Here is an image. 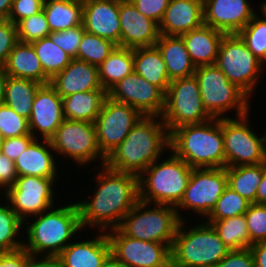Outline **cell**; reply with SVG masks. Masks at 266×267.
Masks as SVG:
<instances>
[{
  "instance_id": "44",
  "label": "cell",
  "mask_w": 266,
  "mask_h": 267,
  "mask_svg": "<svg viewBox=\"0 0 266 267\" xmlns=\"http://www.w3.org/2000/svg\"><path fill=\"white\" fill-rule=\"evenodd\" d=\"M84 32L83 25H79L74 28L52 32L49 37L55 45L67 52L72 58H75Z\"/></svg>"
},
{
  "instance_id": "55",
  "label": "cell",
  "mask_w": 266,
  "mask_h": 267,
  "mask_svg": "<svg viewBox=\"0 0 266 267\" xmlns=\"http://www.w3.org/2000/svg\"><path fill=\"white\" fill-rule=\"evenodd\" d=\"M13 0H0V20L8 19Z\"/></svg>"
},
{
  "instance_id": "26",
  "label": "cell",
  "mask_w": 266,
  "mask_h": 267,
  "mask_svg": "<svg viewBox=\"0 0 266 267\" xmlns=\"http://www.w3.org/2000/svg\"><path fill=\"white\" fill-rule=\"evenodd\" d=\"M224 33L202 24L199 28L183 33L186 49L194 65H214Z\"/></svg>"
},
{
  "instance_id": "2",
  "label": "cell",
  "mask_w": 266,
  "mask_h": 267,
  "mask_svg": "<svg viewBox=\"0 0 266 267\" xmlns=\"http://www.w3.org/2000/svg\"><path fill=\"white\" fill-rule=\"evenodd\" d=\"M169 150V132L159 116H144L107 156L105 166L139 176Z\"/></svg>"
},
{
  "instance_id": "14",
  "label": "cell",
  "mask_w": 266,
  "mask_h": 267,
  "mask_svg": "<svg viewBox=\"0 0 266 267\" xmlns=\"http://www.w3.org/2000/svg\"><path fill=\"white\" fill-rule=\"evenodd\" d=\"M226 187V167L193 168L183 197L175 207L179 218L186 219L180 215V208L194 211L199 216L207 218Z\"/></svg>"
},
{
  "instance_id": "19",
  "label": "cell",
  "mask_w": 266,
  "mask_h": 267,
  "mask_svg": "<svg viewBox=\"0 0 266 267\" xmlns=\"http://www.w3.org/2000/svg\"><path fill=\"white\" fill-rule=\"evenodd\" d=\"M64 120L62 97L50 83L41 85L28 119L30 134L38 139L39 133L42 140H49Z\"/></svg>"
},
{
  "instance_id": "4",
  "label": "cell",
  "mask_w": 266,
  "mask_h": 267,
  "mask_svg": "<svg viewBox=\"0 0 266 267\" xmlns=\"http://www.w3.org/2000/svg\"><path fill=\"white\" fill-rule=\"evenodd\" d=\"M169 147L191 168L225 167L222 118L174 129L169 134Z\"/></svg>"
},
{
  "instance_id": "1",
  "label": "cell",
  "mask_w": 266,
  "mask_h": 267,
  "mask_svg": "<svg viewBox=\"0 0 266 267\" xmlns=\"http://www.w3.org/2000/svg\"><path fill=\"white\" fill-rule=\"evenodd\" d=\"M97 173V190L88 200L77 202L80 223L83 230L87 227L99 228L107 232L115 229L139 201V176L116 172L105 165Z\"/></svg>"
},
{
  "instance_id": "11",
  "label": "cell",
  "mask_w": 266,
  "mask_h": 267,
  "mask_svg": "<svg viewBox=\"0 0 266 267\" xmlns=\"http://www.w3.org/2000/svg\"><path fill=\"white\" fill-rule=\"evenodd\" d=\"M249 114L222 118L225 167L266 163V131L262 137L252 131Z\"/></svg>"
},
{
  "instance_id": "21",
  "label": "cell",
  "mask_w": 266,
  "mask_h": 267,
  "mask_svg": "<svg viewBox=\"0 0 266 267\" xmlns=\"http://www.w3.org/2000/svg\"><path fill=\"white\" fill-rule=\"evenodd\" d=\"M82 25L86 32L121 47L119 0H84Z\"/></svg>"
},
{
  "instance_id": "52",
  "label": "cell",
  "mask_w": 266,
  "mask_h": 267,
  "mask_svg": "<svg viewBox=\"0 0 266 267\" xmlns=\"http://www.w3.org/2000/svg\"><path fill=\"white\" fill-rule=\"evenodd\" d=\"M249 248L254 257L255 267H266V242L254 243Z\"/></svg>"
},
{
  "instance_id": "27",
  "label": "cell",
  "mask_w": 266,
  "mask_h": 267,
  "mask_svg": "<svg viewBox=\"0 0 266 267\" xmlns=\"http://www.w3.org/2000/svg\"><path fill=\"white\" fill-rule=\"evenodd\" d=\"M2 68L10 77L33 80L42 85L50 83L51 80L44 73L31 43L18 41Z\"/></svg>"
},
{
  "instance_id": "53",
  "label": "cell",
  "mask_w": 266,
  "mask_h": 267,
  "mask_svg": "<svg viewBox=\"0 0 266 267\" xmlns=\"http://www.w3.org/2000/svg\"><path fill=\"white\" fill-rule=\"evenodd\" d=\"M27 267H60L56 259L34 258Z\"/></svg>"
},
{
  "instance_id": "33",
  "label": "cell",
  "mask_w": 266,
  "mask_h": 267,
  "mask_svg": "<svg viewBox=\"0 0 266 267\" xmlns=\"http://www.w3.org/2000/svg\"><path fill=\"white\" fill-rule=\"evenodd\" d=\"M42 84L33 80L7 77L4 104L12 108L18 115L29 119L33 101Z\"/></svg>"
},
{
  "instance_id": "12",
  "label": "cell",
  "mask_w": 266,
  "mask_h": 267,
  "mask_svg": "<svg viewBox=\"0 0 266 267\" xmlns=\"http://www.w3.org/2000/svg\"><path fill=\"white\" fill-rule=\"evenodd\" d=\"M49 141L55 154L71 158L78 166L85 167L97 159L101 166L105 165L106 156L99 148L92 122L65 119Z\"/></svg>"
},
{
  "instance_id": "34",
  "label": "cell",
  "mask_w": 266,
  "mask_h": 267,
  "mask_svg": "<svg viewBox=\"0 0 266 267\" xmlns=\"http://www.w3.org/2000/svg\"><path fill=\"white\" fill-rule=\"evenodd\" d=\"M98 68L101 87L108 92L134 71L133 49L117 46Z\"/></svg>"
},
{
  "instance_id": "42",
  "label": "cell",
  "mask_w": 266,
  "mask_h": 267,
  "mask_svg": "<svg viewBox=\"0 0 266 267\" xmlns=\"http://www.w3.org/2000/svg\"><path fill=\"white\" fill-rule=\"evenodd\" d=\"M0 133L6 138L30 134L28 119L18 115L6 104L0 106Z\"/></svg>"
},
{
  "instance_id": "16",
  "label": "cell",
  "mask_w": 266,
  "mask_h": 267,
  "mask_svg": "<svg viewBox=\"0 0 266 267\" xmlns=\"http://www.w3.org/2000/svg\"><path fill=\"white\" fill-rule=\"evenodd\" d=\"M144 116L135 108L107 96L94 122L101 152L107 156Z\"/></svg>"
},
{
  "instance_id": "43",
  "label": "cell",
  "mask_w": 266,
  "mask_h": 267,
  "mask_svg": "<svg viewBox=\"0 0 266 267\" xmlns=\"http://www.w3.org/2000/svg\"><path fill=\"white\" fill-rule=\"evenodd\" d=\"M244 215L250 237V246L258 242H266V205L251 203Z\"/></svg>"
},
{
  "instance_id": "20",
  "label": "cell",
  "mask_w": 266,
  "mask_h": 267,
  "mask_svg": "<svg viewBox=\"0 0 266 267\" xmlns=\"http://www.w3.org/2000/svg\"><path fill=\"white\" fill-rule=\"evenodd\" d=\"M121 47H151L159 39V24L139 12L130 0H119Z\"/></svg>"
},
{
  "instance_id": "23",
  "label": "cell",
  "mask_w": 266,
  "mask_h": 267,
  "mask_svg": "<svg viewBox=\"0 0 266 267\" xmlns=\"http://www.w3.org/2000/svg\"><path fill=\"white\" fill-rule=\"evenodd\" d=\"M50 84L62 98L75 93L103 89L98 66L76 58H73L64 70L57 73L50 80Z\"/></svg>"
},
{
  "instance_id": "38",
  "label": "cell",
  "mask_w": 266,
  "mask_h": 267,
  "mask_svg": "<svg viewBox=\"0 0 266 267\" xmlns=\"http://www.w3.org/2000/svg\"><path fill=\"white\" fill-rule=\"evenodd\" d=\"M262 17L255 15L238 33L247 48L263 64L266 63V13L261 10Z\"/></svg>"
},
{
  "instance_id": "32",
  "label": "cell",
  "mask_w": 266,
  "mask_h": 267,
  "mask_svg": "<svg viewBox=\"0 0 266 267\" xmlns=\"http://www.w3.org/2000/svg\"><path fill=\"white\" fill-rule=\"evenodd\" d=\"M266 163L226 167L227 186L250 203H256L258 186Z\"/></svg>"
},
{
  "instance_id": "50",
  "label": "cell",
  "mask_w": 266,
  "mask_h": 267,
  "mask_svg": "<svg viewBox=\"0 0 266 267\" xmlns=\"http://www.w3.org/2000/svg\"><path fill=\"white\" fill-rule=\"evenodd\" d=\"M34 257L24 248L0 252V267H27Z\"/></svg>"
},
{
  "instance_id": "47",
  "label": "cell",
  "mask_w": 266,
  "mask_h": 267,
  "mask_svg": "<svg viewBox=\"0 0 266 267\" xmlns=\"http://www.w3.org/2000/svg\"><path fill=\"white\" fill-rule=\"evenodd\" d=\"M136 9L143 15L161 22L170 0H130Z\"/></svg>"
},
{
  "instance_id": "58",
  "label": "cell",
  "mask_w": 266,
  "mask_h": 267,
  "mask_svg": "<svg viewBox=\"0 0 266 267\" xmlns=\"http://www.w3.org/2000/svg\"><path fill=\"white\" fill-rule=\"evenodd\" d=\"M259 6L260 10H263L266 13V1H263Z\"/></svg>"
},
{
  "instance_id": "54",
  "label": "cell",
  "mask_w": 266,
  "mask_h": 267,
  "mask_svg": "<svg viewBox=\"0 0 266 267\" xmlns=\"http://www.w3.org/2000/svg\"><path fill=\"white\" fill-rule=\"evenodd\" d=\"M256 203L266 205V169L263 172V177L258 186L256 194Z\"/></svg>"
},
{
  "instance_id": "10",
  "label": "cell",
  "mask_w": 266,
  "mask_h": 267,
  "mask_svg": "<svg viewBox=\"0 0 266 267\" xmlns=\"http://www.w3.org/2000/svg\"><path fill=\"white\" fill-rule=\"evenodd\" d=\"M215 65L249 98L265 69L238 34L224 35Z\"/></svg>"
},
{
  "instance_id": "40",
  "label": "cell",
  "mask_w": 266,
  "mask_h": 267,
  "mask_svg": "<svg viewBox=\"0 0 266 267\" xmlns=\"http://www.w3.org/2000/svg\"><path fill=\"white\" fill-rule=\"evenodd\" d=\"M251 203L230 187H226L218 199L215 208L205 220H224L244 215Z\"/></svg>"
},
{
  "instance_id": "41",
  "label": "cell",
  "mask_w": 266,
  "mask_h": 267,
  "mask_svg": "<svg viewBox=\"0 0 266 267\" xmlns=\"http://www.w3.org/2000/svg\"><path fill=\"white\" fill-rule=\"evenodd\" d=\"M18 41L32 43L50 35V28L42 10L16 24Z\"/></svg>"
},
{
  "instance_id": "37",
  "label": "cell",
  "mask_w": 266,
  "mask_h": 267,
  "mask_svg": "<svg viewBox=\"0 0 266 267\" xmlns=\"http://www.w3.org/2000/svg\"><path fill=\"white\" fill-rule=\"evenodd\" d=\"M8 203L0 204V252H11L23 248V241H18V234L24 228ZM16 237V238H15Z\"/></svg>"
},
{
  "instance_id": "48",
  "label": "cell",
  "mask_w": 266,
  "mask_h": 267,
  "mask_svg": "<svg viewBox=\"0 0 266 267\" xmlns=\"http://www.w3.org/2000/svg\"><path fill=\"white\" fill-rule=\"evenodd\" d=\"M215 267H255L250 248L230 250Z\"/></svg>"
},
{
  "instance_id": "35",
  "label": "cell",
  "mask_w": 266,
  "mask_h": 267,
  "mask_svg": "<svg viewBox=\"0 0 266 267\" xmlns=\"http://www.w3.org/2000/svg\"><path fill=\"white\" fill-rule=\"evenodd\" d=\"M230 250L250 247V237L245 215L234 216L224 220H207Z\"/></svg>"
},
{
  "instance_id": "31",
  "label": "cell",
  "mask_w": 266,
  "mask_h": 267,
  "mask_svg": "<svg viewBox=\"0 0 266 267\" xmlns=\"http://www.w3.org/2000/svg\"><path fill=\"white\" fill-rule=\"evenodd\" d=\"M43 11L51 33L82 25L83 1L45 0Z\"/></svg>"
},
{
  "instance_id": "36",
  "label": "cell",
  "mask_w": 266,
  "mask_h": 267,
  "mask_svg": "<svg viewBox=\"0 0 266 267\" xmlns=\"http://www.w3.org/2000/svg\"><path fill=\"white\" fill-rule=\"evenodd\" d=\"M31 44L40 60L44 73L50 79L64 70L73 59L67 52L55 45L49 36Z\"/></svg>"
},
{
  "instance_id": "5",
  "label": "cell",
  "mask_w": 266,
  "mask_h": 267,
  "mask_svg": "<svg viewBox=\"0 0 266 267\" xmlns=\"http://www.w3.org/2000/svg\"><path fill=\"white\" fill-rule=\"evenodd\" d=\"M192 169L173 152L156 160L139 175V200L176 207L187 188Z\"/></svg>"
},
{
  "instance_id": "6",
  "label": "cell",
  "mask_w": 266,
  "mask_h": 267,
  "mask_svg": "<svg viewBox=\"0 0 266 267\" xmlns=\"http://www.w3.org/2000/svg\"><path fill=\"white\" fill-rule=\"evenodd\" d=\"M184 222L181 220L171 247L172 267H215L230 249L210 223L188 229Z\"/></svg>"
},
{
  "instance_id": "30",
  "label": "cell",
  "mask_w": 266,
  "mask_h": 267,
  "mask_svg": "<svg viewBox=\"0 0 266 267\" xmlns=\"http://www.w3.org/2000/svg\"><path fill=\"white\" fill-rule=\"evenodd\" d=\"M107 96L104 89H98L63 97L65 119L94 123Z\"/></svg>"
},
{
  "instance_id": "59",
  "label": "cell",
  "mask_w": 266,
  "mask_h": 267,
  "mask_svg": "<svg viewBox=\"0 0 266 267\" xmlns=\"http://www.w3.org/2000/svg\"><path fill=\"white\" fill-rule=\"evenodd\" d=\"M4 140H5V138L0 133V152L2 151V146H3Z\"/></svg>"
},
{
  "instance_id": "9",
  "label": "cell",
  "mask_w": 266,
  "mask_h": 267,
  "mask_svg": "<svg viewBox=\"0 0 266 267\" xmlns=\"http://www.w3.org/2000/svg\"><path fill=\"white\" fill-rule=\"evenodd\" d=\"M161 118L169 134L178 127L212 119L203 106L198 80L194 75L170 81Z\"/></svg>"
},
{
  "instance_id": "13",
  "label": "cell",
  "mask_w": 266,
  "mask_h": 267,
  "mask_svg": "<svg viewBox=\"0 0 266 267\" xmlns=\"http://www.w3.org/2000/svg\"><path fill=\"white\" fill-rule=\"evenodd\" d=\"M57 179L59 178L18 176L14 185L3 196L25 225L26 222L31 223L32 216L54 207V184Z\"/></svg>"
},
{
  "instance_id": "25",
  "label": "cell",
  "mask_w": 266,
  "mask_h": 267,
  "mask_svg": "<svg viewBox=\"0 0 266 267\" xmlns=\"http://www.w3.org/2000/svg\"><path fill=\"white\" fill-rule=\"evenodd\" d=\"M35 139L17 159L15 168L18 176H36L43 178H57L58 166L49 140ZM40 140V141H39ZM43 142V143H41ZM50 149V150H49ZM51 151V152H50Z\"/></svg>"
},
{
  "instance_id": "18",
  "label": "cell",
  "mask_w": 266,
  "mask_h": 267,
  "mask_svg": "<svg viewBox=\"0 0 266 267\" xmlns=\"http://www.w3.org/2000/svg\"><path fill=\"white\" fill-rule=\"evenodd\" d=\"M248 0H203V24L238 34L257 14Z\"/></svg>"
},
{
  "instance_id": "45",
  "label": "cell",
  "mask_w": 266,
  "mask_h": 267,
  "mask_svg": "<svg viewBox=\"0 0 266 267\" xmlns=\"http://www.w3.org/2000/svg\"><path fill=\"white\" fill-rule=\"evenodd\" d=\"M18 42L17 28L9 19L0 20V68H2L8 55Z\"/></svg>"
},
{
  "instance_id": "15",
  "label": "cell",
  "mask_w": 266,
  "mask_h": 267,
  "mask_svg": "<svg viewBox=\"0 0 266 267\" xmlns=\"http://www.w3.org/2000/svg\"><path fill=\"white\" fill-rule=\"evenodd\" d=\"M108 232L111 255L126 267H172L171 245L134 239L117 228Z\"/></svg>"
},
{
  "instance_id": "8",
  "label": "cell",
  "mask_w": 266,
  "mask_h": 267,
  "mask_svg": "<svg viewBox=\"0 0 266 267\" xmlns=\"http://www.w3.org/2000/svg\"><path fill=\"white\" fill-rule=\"evenodd\" d=\"M194 76L198 80L202 103L212 118H228L225 113L236 109V117L250 113L249 97L214 65L197 66Z\"/></svg>"
},
{
  "instance_id": "24",
  "label": "cell",
  "mask_w": 266,
  "mask_h": 267,
  "mask_svg": "<svg viewBox=\"0 0 266 267\" xmlns=\"http://www.w3.org/2000/svg\"><path fill=\"white\" fill-rule=\"evenodd\" d=\"M203 24V0H170L159 23L162 35L180 36Z\"/></svg>"
},
{
  "instance_id": "57",
  "label": "cell",
  "mask_w": 266,
  "mask_h": 267,
  "mask_svg": "<svg viewBox=\"0 0 266 267\" xmlns=\"http://www.w3.org/2000/svg\"><path fill=\"white\" fill-rule=\"evenodd\" d=\"M102 267H126L122 262L116 260L110 255L107 260L103 263Z\"/></svg>"
},
{
  "instance_id": "56",
  "label": "cell",
  "mask_w": 266,
  "mask_h": 267,
  "mask_svg": "<svg viewBox=\"0 0 266 267\" xmlns=\"http://www.w3.org/2000/svg\"><path fill=\"white\" fill-rule=\"evenodd\" d=\"M8 75L3 68H0V106L4 103L5 85Z\"/></svg>"
},
{
  "instance_id": "46",
  "label": "cell",
  "mask_w": 266,
  "mask_h": 267,
  "mask_svg": "<svg viewBox=\"0 0 266 267\" xmlns=\"http://www.w3.org/2000/svg\"><path fill=\"white\" fill-rule=\"evenodd\" d=\"M44 2L45 0H13L8 19L16 25L19 21L41 12Z\"/></svg>"
},
{
  "instance_id": "17",
  "label": "cell",
  "mask_w": 266,
  "mask_h": 267,
  "mask_svg": "<svg viewBox=\"0 0 266 267\" xmlns=\"http://www.w3.org/2000/svg\"><path fill=\"white\" fill-rule=\"evenodd\" d=\"M107 94L109 98L137 109L143 116L161 117L165 109V93L134 71Z\"/></svg>"
},
{
  "instance_id": "3",
  "label": "cell",
  "mask_w": 266,
  "mask_h": 267,
  "mask_svg": "<svg viewBox=\"0 0 266 267\" xmlns=\"http://www.w3.org/2000/svg\"><path fill=\"white\" fill-rule=\"evenodd\" d=\"M58 207L55 209L52 207L33 216L35 220L31 224H26L28 241L23 243V248L34 258L55 259L68 244L73 242L71 239H75V233L83 230L76 202ZM38 254H41V257Z\"/></svg>"
},
{
  "instance_id": "7",
  "label": "cell",
  "mask_w": 266,
  "mask_h": 267,
  "mask_svg": "<svg viewBox=\"0 0 266 267\" xmlns=\"http://www.w3.org/2000/svg\"><path fill=\"white\" fill-rule=\"evenodd\" d=\"M150 205L139 200L126 213L117 229L134 239L172 246L181 222L176 208L161 204H152L154 207L151 208Z\"/></svg>"
},
{
  "instance_id": "51",
  "label": "cell",
  "mask_w": 266,
  "mask_h": 267,
  "mask_svg": "<svg viewBox=\"0 0 266 267\" xmlns=\"http://www.w3.org/2000/svg\"><path fill=\"white\" fill-rule=\"evenodd\" d=\"M17 178L14 161L0 152V188H3L4 193L14 185Z\"/></svg>"
},
{
  "instance_id": "22",
  "label": "cell",
  "mask_w": 266,
  "mask_h": 267,
  "mask_svg": "<svg viewBox=\"0 0 266 267\" xmlns=\"http://www.w3.org/2000/svg\"><path fill=\"white\" fill-rule=\"evenodd\" d=\"M111 255V247L106 232L91 240L73 242L55 258L60 267H102Z\"/></svg>"
},
{
  "instance_id": "28",
  "label": "cell",
  "mask_w": 266,
  "mask_h": 267,
  "mask_svg": "<svg viewBox=\"0 0 266 267\" xmlns=\"http://www.w3.org/2000/svg\"><path fill=\"white\" fill-rule=\"evenodd\" d=\"M155 46L162 55L170 81L194 75L196 66L181 36L160 34Z\"/></svg>"
},
{
  "instance_id": "39",
  "label": "cell",
  "mask_w": 266,
  "mask_h": 267,
  "mask_svg": "<svg viewBox=\"0 0 266 267\" xmlns=\"http://www.w3.org/2000/svg\"><path fill=\"white\" fill-rule=\"evenodd\" d=\"M116 47L112 41L85 31L75 58L99 67Z\"/></svg>"
},
{
  "instance_id": "49",
  "label": "cell",
  "mask_w": 266,
  "mask_h": 267,
  "mask_svg": "<svg viewBox=\"0 0 266 267\" xmlns=\"http://www.w3.org/2000/svg\"><path fill=\"white\" fill-rule=\"evenodd\" d=\"M35 140L31 135H23L20 137L6 138L2 146V153L8 158L15 161L20 154Z\"/></svg>"
},
{
  "instance_id": "29",
  "label": "cell",
  "mask_w": 266,
  "mask_h": 267,
  "mask_svg": "<svg viewBox=\"0 0 266 267\" xmlns=\"http://www.w3.org/2000/svg\"><path fill=\"white\" fill-rule=\"evenodd\" d=\"M133 64L135 73L166 94L170 80L162 55L156 46L134 48Z\"/></svg>"
}]
</instances>
